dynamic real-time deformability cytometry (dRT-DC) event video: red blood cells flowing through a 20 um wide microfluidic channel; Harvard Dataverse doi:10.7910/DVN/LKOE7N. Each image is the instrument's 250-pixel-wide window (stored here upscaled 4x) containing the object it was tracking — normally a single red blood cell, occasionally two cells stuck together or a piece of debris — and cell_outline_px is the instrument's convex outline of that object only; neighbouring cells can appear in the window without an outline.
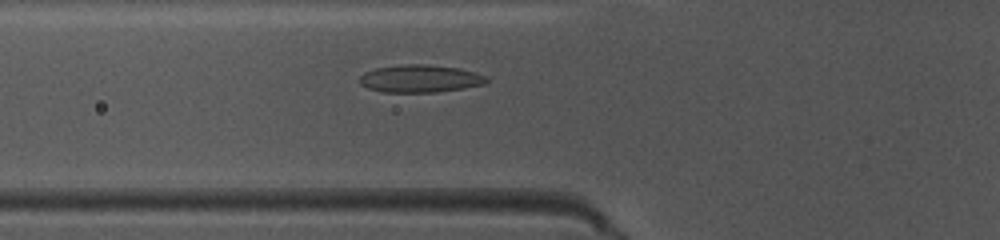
{"species": "common noctule bat (a hibernating species)", "species_latin": "Nyctalus noctula", "temperature_condition": "warm", "stored_images_in_passage": 42, "camera_frame_rate_fps": 3000, "um_per_image_px": 0.085, "animal": {"sex": "female", "body_mass_g": 10.0, "forearm_length_mm": 53.1}, "frame": {"image": 1, "passage_image": 18, "time_ms": 5.667, "image_size_px": [1000, 240], "cell_outline_px": [[488, 80], [484, 84], [464, 88], [436, 92], [380, 92], [368, 88], [360, 84], [360, 76], [364, 72], [376, 68], [404, 64], [428, 64], [460, 68], [476, 72], [484, 76]], "centroid_in_image_um": [35.69, 6.68], "position_along_channel_um": 90.1, "area_um2": 20.46}}
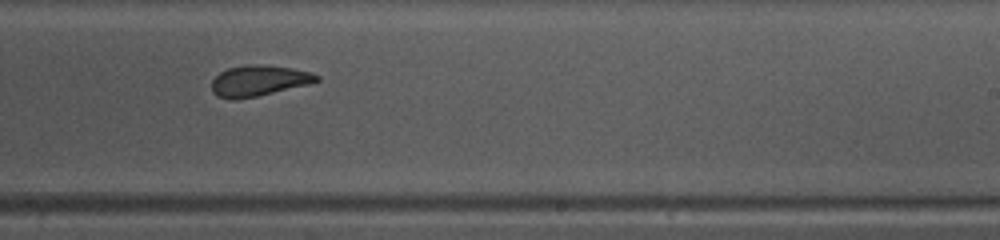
{"frame": {"image": 2, "passage_image": 31, "time_ms": 10.0, "image_size_px": [1000, 240], "cell_outline_px": [[320, 80], [308, 84], [256, 96], [236, 100], [228, 100], [216, 96], [212, 92], [212, 80], [220, 72], [228, 68], [248, 64], [260, 64], [292, 68], [312, 72], [320, 76]], "centroid_in_image_um": [21.97, 6.86], "position_along_channel_um": 267.0, "area_um2": 18.9}}
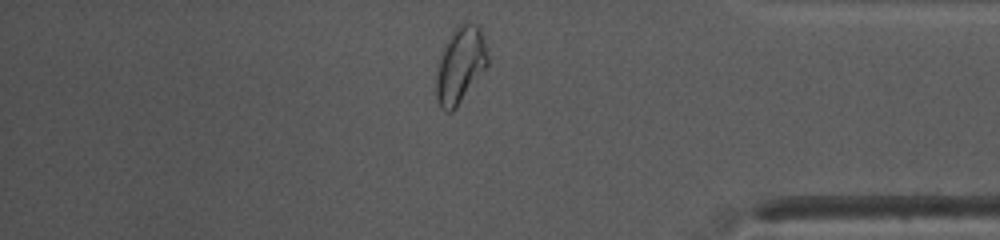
{"frame": {"image": 3, "passage_image": 42, "time_ms": 13.667, "image_size_px": [1000, 240], "cell_outline_px": [[488, 64], [456, 108], [452, 112], [444, 112], [440, 108], [436, 96], [436, 76], [440, 56], [444, 44], [452, 28], [460, 24], [476, 24], [480, 28], [484, 40], [488, 56]], "centroid_in_image_um": [39.1, 5.53], "position_along_channel_um": 396.1, "area_um2": 22.83}, "authors_computed_cell_mechanics": {"area_um2": 19.9988, "velocity_mm_per_s": 4.0712, "shape_relaxation_time_tau1_ms": 6.1219, "shape_relaxation_time_tau2_ms": 2.7079, "deformation_change_tau1": 0.1619, "deformation_change_tau2": 0.0636}}